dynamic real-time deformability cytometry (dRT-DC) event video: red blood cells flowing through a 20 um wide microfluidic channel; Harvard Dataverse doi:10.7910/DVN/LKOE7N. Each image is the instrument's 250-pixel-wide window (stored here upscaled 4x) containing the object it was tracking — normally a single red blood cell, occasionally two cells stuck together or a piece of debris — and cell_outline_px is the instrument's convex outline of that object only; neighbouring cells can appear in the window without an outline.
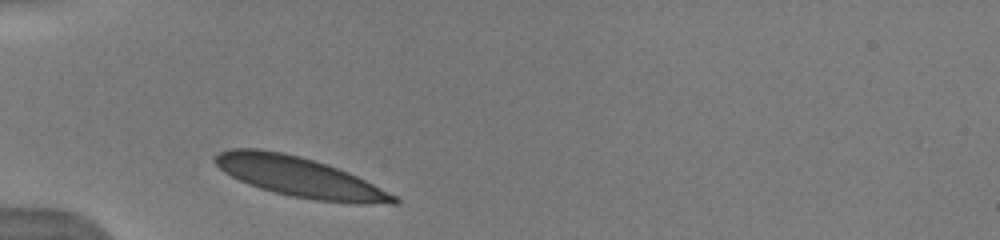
{"species": "human", "species_latin": "Homo sapiens", "temperature_condition": "warm", "stored_images_in_passage": 8, "camera_frame_rate_fps": 3000, "um_per_image_px": 0.085, "donor": {"sex": "male"}, "frame": {"image": 1, "passage_image": 1, "time_ms": 0.0, "image_size_px": [1000, 240], "cell_outline_px": [[400, 200], [396, 204], [356, 204], [316, 200], [292, 196], [260, 188], [248, 184], [224, 172], [212, 160], [212, 156], [220, 152], [232, 148], [256, 148], [280, 152], [300, 156], [348, 172], [396, 196]], "centroid_in_image_um": [25.44, 15.05], "position_along_channel_um": 59.6, "area_um2": 41.04}}